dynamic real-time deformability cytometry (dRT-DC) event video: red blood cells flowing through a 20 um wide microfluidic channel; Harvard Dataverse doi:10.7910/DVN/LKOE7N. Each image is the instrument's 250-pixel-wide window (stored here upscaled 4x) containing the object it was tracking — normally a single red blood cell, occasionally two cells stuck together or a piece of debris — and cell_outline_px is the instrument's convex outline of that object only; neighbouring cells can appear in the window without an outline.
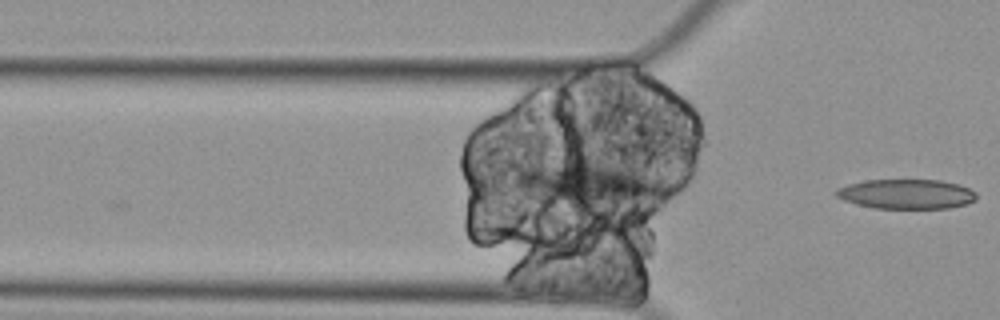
{"species": "Egyptian fruit bat (a non-hibernating species)", "species_latin": "Rousettus aegyptiacus", "temperature_condition": "cold", "stored_images_in_passage": 4, "camera_frame_rate_fps": 3000, "um_per_image_px": 0.085, "animal": {"sex": "female"}, "frame": {"image": 1, "passage_image": 4, "time_ms": 1.0, "image_size_px": [1000, 320], "cell_outline_px": [[976, 200], [968, 204], [948, 208], [872, 208], [856, 204], [844, 200], [836, 196], [832, 192], [836, 188], [848, 184], [864, 180], [940, 180], [960, 184], [976, 192]], "centroid_in_image_um": [77.03, 16.49], "position_along_channel_um": 48.8, "area_um2": 24.51}}